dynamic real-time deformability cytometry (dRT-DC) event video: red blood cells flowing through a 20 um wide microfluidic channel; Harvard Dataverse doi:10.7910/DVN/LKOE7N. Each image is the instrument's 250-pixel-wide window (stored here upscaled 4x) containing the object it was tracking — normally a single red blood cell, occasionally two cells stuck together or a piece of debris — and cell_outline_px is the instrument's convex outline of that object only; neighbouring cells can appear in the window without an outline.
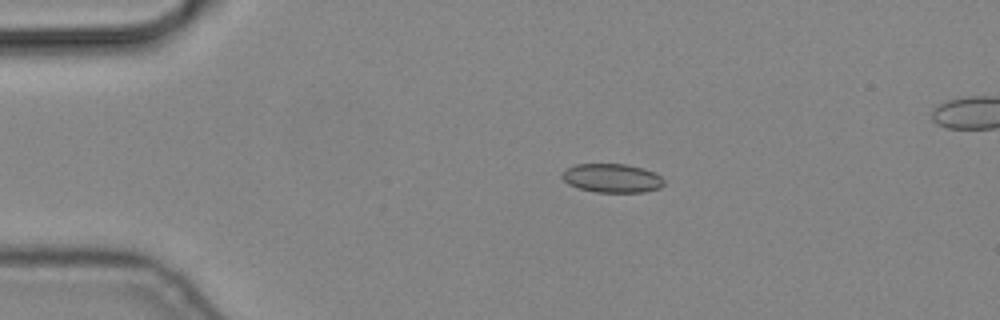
{"species": "common noctule bat (a hibernating species)", "species_latin": "Nyctalus noctula", "temperature_condition": "cold", "stored_images_in_passage": 6, "camera_frame_rate_fps": 3000, "um_per_image_px": 0.085, "animal": {"sex": "male", "body_mass_g": 19.2, "forearm_length_mm": 51.8}, "frame": {"image": 1, "passage_image": 3, "time_ms": 0.667, "image_size_px": [1000, 320], "cell_outline_px": [[664, 184], [660, 188], [644, 192], [596, 192], [580, 188], [568, 184], [560, 176], [564, 168], [576, 164], [628, 164], [644, 168], [656, 172], [664, 180]], "centroid_in_image_um": [52.02, 15.13], "position_along_channel_um": 33.0, "area_um2": 17.34}}
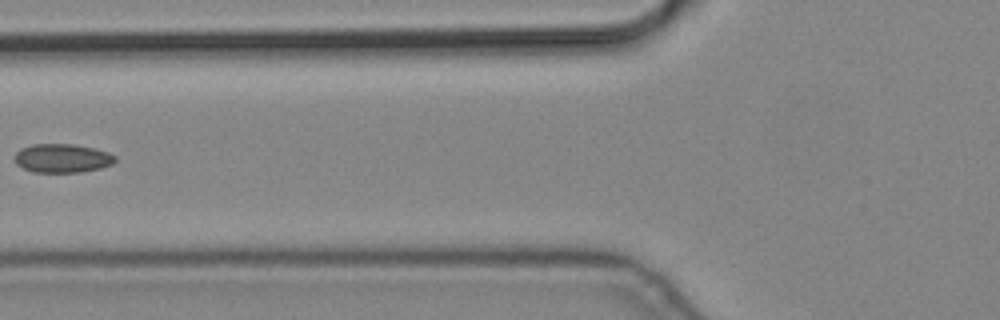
{"frame": {"image": 2, "passage_image": 6, "time_ms": 1.667, "image_size_px": [1000, 320], "cell_outline_px": [[116, 160], [112, 164], [100, 168], [80, 172], [32, 172], [16, 164], [16, 152], [20, 148], [32, 144], [72, 144], [96, 148], [108, 152], [116, 156]], "centroid_in_image_um": [5.31, 13.44], "position_along_channel_um": 120.5, "area_um2": 16.88}}